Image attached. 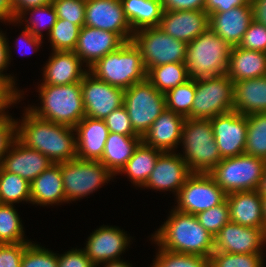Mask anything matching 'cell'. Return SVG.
<instances>
[{"label":"cell","mask_w":266,"mask_h":267,"mask_svg":"<svg viewBox=\"0 0 266 267\" xmlns=\"http://www.w3.org/2000/svg\"><path fill=\"white\" fill-rule=\"evenodd\" d=\"M16 121V138L47 156L54 164L77 157L75 128L38 118L27 108Z\"/></svg>","instance_id":"6da1fadb"},{"label":"cell","mask_w":266,"mask_h":267,"mask_svg":"<svg viewBox=\"0 0 266 267\" xmlns=\"http://www.w3.org/2000/svg\"><path fill=\"white\" fill-rule=\"evenodd\" d=\"M151 238L160 248L171 252L210 258L214 251V236L198 222L196 216L174 208Z\"/></svg>","instance_id":"7a4b0ae2"},{"label":"cell","mask_w":266,"mask_h":267,"mask_svg":"<svg viewBox=\"0 0 266 267\" xmlns=\"http://www.w3.org/2000/svg\"><path fill=\"white\" fill-rule=\"evenodd\" d=\"M40 106L27 109L38 118L75 127L84 117L81 82L68 85H38Z\"/></svg>","instance_id":"3957f363"},{"label":"cell","mask_w":266,"mask_h":267,"mask_svg":"<svg viewBox=\"0 0 266 267\" xmlns=\"http://www.w3.org/2000/svg\"><path fill=\"white\" fill-rule=\"evenodd\" d=\"M180 144L183 154L179 155L192 173H209L222 161L210 119L186 118Z\"/></svg>","instance_id":"277c9868"},{"label":"cell","mask_w":266,"mask_h":267,"mask_svg":"<svg viewBox=\"0 0 266 267\" xmlns=\"http://www.w3.org/2000/svg\"><path fill=\"white\" fill-rule=\"evenodd\" d=\"M88 71L108 84L126 90L146 79L147 71L140 50L132 41L97 60Z\"/></svg>","instance_id":"5b68a950"},{"label":"cell","mask_w":266,"mask_h":267,"mask_svg":"<svg viewBox=\"0 0 266 267\" xmlns=\"http://www.w3.org/2000/svg\"><path fill=\"white\" fill-rule=\"evenodd\" d=\"M231 46L210 27L187 44L185 65L190 79L226 74Z\"/></svg>","instance_id":"8992f818"},{"label":"cell","mask_w":266,"mask_h":267,"mask_svg":"<svg viewBox=\"0 0 266 267\" xmlns=\"http://www.w3.org/2000/svg\"><path fill=\"white\" fill-rule=\"evenodd\" d=\"M266 160L246 153L223 158L209 174L227 193L257 190Z\"/></svg>","instance_id":"52a82bcc"},{"label":"cell","mask_w":266,"mask_h":267,"mask_svg":"<svg viewBox=\"0 0 266 267\" xmlns=\"http://www.w3.org/2000/svg\"><path fill=\"white\" fill-rule=\"evenodd\" d=\"M61 175L67 203L87 197L114 177L100 161L78 157L61 163Z\"/></svg>","instance_id":"ba28073f"},{"label":"cell","mask_w":266,"mask_h":267,"mask_svg":"<svg viewBox=\"0 0 266 267\" xmlns=\"http://www.w3.org/2000/svg\"><path fill=\"white\" fill-rule=\"evenodd\" d=\"M192 119H211L234 111V82L227 74L195 79Z\"/></svg>","instance_id":"9c48e42d"},{"label":"cell","mask_w":266,"mask_h":267,"mask_svg":"<svg viewBox=\"0 0 266 267\" xmlns=\"http://www.w3.org/2000/svg\"><path fill=\"white\" fill-rule=\"evenodd\" d=\"M131 41L140 50L146 71L163 64L185 63L187 44L159 27L139 29Z\"/></svg>","instance_id":"30bf717a"},{"label":"cell","mask_w":266,"mask_h":267,"mask_svg":"<svg viewBox=\"0 0 266 267\" xmlns=\"http://www.w3.org/2000/svg\"><path fill=\"white\" fill-rule=\"evenodd\" d=\"M123 106L127 110L134 131L143 137L166 109V99L165 95L146 78L125 90Z\"/></svg>","instance_id":"8fae6325"},{"label":"cell","mask_w":266,"mask_h":267,"mask_svg":"<svg viewBox=\"0 0 266 267\" xmlns=\"http://www.w3.org/2000/svg\"><path fill=\"white\" fill-rule=\"evenodd\" d=\"M227 193L209 173H192L176 196L177 211L196 215L222 204Z\"/></svg>","instance_id":"7c38bea8"},{"label":"cell","mask_w":266,"mask_h":267,"mask_svg":"<svg viewBox=\"0 0 266 267\" xmlns=\"http://www.w3.org/2000/svg\"><path fill=\"white\" fill-rule=\"evenodd\" d=\"M81 90L86 117L104 120L123 106L125 90L96 78L89 71L81 81Z\"/></svg>","instance_id":"4fadbf2b"},{"label":"cell","mask_w":266,"mask_h":267,"mask_svg":"<svg viewBox=\"0 0 266 267\" xmlns=\"http://www.w3.org/2000/svg\"><path fill=\"white\" fill-rule=\"evenodd\" d=\"M210 121L222 159L238 156L245 152L247 115L231 111L217 115L211 118Z\"/></svg>","instance_id":"5bb4252c"},{"label":"cell","mask_w":266,"mask_h":267,"mask_svg":"<svg viewBox=\"0 0 266 267\" xmlns=\"http://www.w3.org/2000/svg\"><path fill=\"white\" fill-rule=\"evenodd\" d=\"M266 228H251L229 221L214 236V251L233 254L263 253Z\"/></svg>","instance_id":"9a60e30c"},{"label":"cell","mask_w":266,"mask_h":267,"mask_svg":"<svg viewBox=\"0 0 266 267\" xmlns=\"http://www.w3.org/2000/svg\"><path fill=\"white\" fill-rule=\"evenodd\" d=\"M84 25L114 32L125 42H130L134 33L121 0H86Z\"/></svg>","instance_id":"2e32d148"},{"label":"cell","mask_w":266,"mask_h":267,"mask_svg":"<svg viewBox=\"0 0 266 267\" xmlns=\"http://www.w3.org/2000/svg\"><path fill=\"white\" fill-rule=\"evenodd\" d=\"M192 174L184 159L176 152H162L142 188L178 192Z\"/></svg>","instance_id":"e0dca14e"},{"label":"cell","mask_w":266,"mask_h":267,"mask_svg":"<svg viewBox=\"0 0 266 267\" xmlns=\"http://www.w3.org/2000/svg\"><path fill=\"white\" fill-rule=\"evenodd\" d=\"M130 238L119 227L102 225L90 234L83 249L97 267L107 261L120 260V255L131 244Z\"/></svg>","instance_id":"ac0fdd59"},{"label":"cell","mask_w":266,"mask_h":267,"mask_svg":"<svg viewBox=\"0 0 266 267\" xmlns=\"http://www.w3.org/2000/svg\"><path fill=\"white\" fill-rule=\"evenodd\" d=\"M125 41L116 33L83 26L80 28L74 53L86 63L85 67H91L97 60L106 54L118 50Z\"/></svg>","instance_id":"d6986e66"},{"label":"cell","mask_w":266,"mask_h":267,"mask_svg":"<svg viewBox=\"0 0 266 267\" xmlns=\"http://www.w3.org/2000/svg\"><path fill=\"white\" fill-rule=\"evenodd\" d=\"M158 27L188 44L209 28V15L205 10L164 11Z\"/></svg>","instance_id":"ffe728a7"},{"label":"cell","mask_w":266,"mask_h":267,"mask_svg":"<svg viewBox=\"0 0 266 267\" xmlns=\"http://www.w3.org/2000/svg\"><path fill=\"white\" fill-rule=\"evenodd\" d=\"M54 164L47 156L22 144L17 138L3 157L0 166L32 182L44 170Z\"/></svg>","instance_id":"44dd1931"},{"label":"cell","mask_w":266,"mask_h":267,"mask_svg":"<svg viewBox=\"0 0 266 267\" xmlns=\"http://www.w3.org/2000/svg\"><path fill=\"white\" fill-rule=\"evenodd\" d=\"M43 67V81L39 85H68L81 82L88 68L73 51H52ZM82 66L84 67L82 69Z\"/></svg>","instance_id":"7402d4cb"},{"label":"cell","mask_w":266,"mask_h":267,"mask_svg":"<svg viewBox=\"0 0 266 267\" xmlns=\"http://www.w3.org/2000/svg\"><path fill=\"white\" fill-rule=\"evenodd\" d=\"M185 119L165 109L143 135L142 142L162 152H174L180 144Z\"/></svg>","instance_id":"603a6c76"},{"label":"cell","mask_w":266,"mask_h":267,"mask_svg":"<svg viewBox=\"0 0 266 267\" xmlns=\"http://www.w3.org/2000/svg\"><path fill=\"white\" fill-rule=\"evenodd\" d=\"M253 21L252 5L236 7L209 16V27L231 47L238 46Z\"/></svg>","instance_id":"cb8c5ba5"},{"label":"cell","mask_w":266,"mask_h":267,"mask_svg":"<svg viewBox=\"0 0 266 267\" xmlns=\"http://www.w3.org/2000/svg\"><path fill=\"white\" fill-rule=\"evenodd\" d=\"M74 128L77 157L99 161L109 134L104 120L85 116Z\"/></svg>","instance_id":"d4e9b609"},{"label":"cell","mask_w":266,"mask_h":267,"mask_svg":"<svg viewBox=\"0 0 266 267\" xmlns=\"http://www.w3.org/2000/svg\"><path fill=\"white\" fill-rule=\"evenodd\" d=\"M230 221L251 228H266L263 218L262 196L257 190L227 194Z\"/></svg>","instance_id":"484cf974"},{"label":"cell","mask_w":266,"mask_h":267,"mask_svg":"<svg viewBox=\"0 0 266 267\" xmlns=\"http://www.w3.org/2000/svg\"><path fill=\"white\" fill-rule=\"evenodd\" d=\"M30 192L31 204L53 206V204L66 203L61 175V163L52 164L30 182Z\"/></svg>","instance_id":"4316f807"},{"label":"cell","mask_w":266,"mask_h":267,"mask_svg":"<svg viewBox=\"0 0 266 267\" xmlns=\"http://www.w3.org/2000/svg\"><path fill=\"white\" fill-rule=\"evenodd\" d=\"M226 74L233 82L266 76V52L232 46Z\"/></svg>","instance_id":"83f0119b"},{"label":"cell","mask_w":266,"mask_h":267,"mask_svg":"<svg viewBox=\"0 0 266 267\" xmlns=\"http://www.w3.org/2000/svg\"><path fill=\"white\" fill-rule=\"evenodd\" d=\"M233 105L243 115L266 113V76L234 82Z\"/></svg>","instance_id":"f1b7e54d"},{"label":"cell","mask_w":266,"mask_h":267,"mask_svg":"<svg viewBox=\"0 0 266 267\" xmlns=\"http://www.w3.org/2000/svg\"><path fill=\"white\" fill-rule=\"evenodd\" d=\"M141 142V136H126L109 132L104 153L99 161L115 176L126 165Z\"/></svg>","instance_id":"f546056e"},{"label":"cell","mask_w":266,"mask_h":267,"mask_svg":"<svg viewBox=\"0 0 266 267\" xmlns=\"http://www.w3.org/2000/svg\"><path fill=\"white\" fill-rule=\"evenodd\" d=\"M121 3L133 32L158 27L164 12L161 0H121Z\"/></svg>","instance_id":"4dcf8cb0"},{"label":"cell","mask_w":266,"mask_h":267,"mask_svg":"<svg viewBox=\"0 0 266 267\" xmlns=\"http://www.w3.org/2000/svg\"><path fill=\"white\" fill-rule=\"evenodd\" d=\"M161 153L162 151L141 142L119 174H126L135 187L142 188L147 182Z\"/></svg>","instance_id":"1f68e13d"},{"label":"cell","mask_w":266,"mask_h":267,"mask_svg":"<svg viewBox=\"0 0 266 267\" xmlns=\"http://www.w3.org/2000/svg\"><path fill=\"white\" fill-rule=\"evenodd\" d=\"M146 78L161 93L184 84L190 79L185 63H168L150 68Z\"/></svg>","instance_id":"d6a6232c"},{"label":"cell","mask_w":266,"mask_h":267,"mask_svg":"<svg viewBox=\"0 0 266 267\" xmlns=\"http://www.w3.org/2000/svg\"><path fill=\"white\" fill-rule=\"evenodd\" d=\"M28 13L31 14L29 19L26 16V14L29 15ZM23 18L25 19L26 22L24 28L29 30L34 36L43 39L44 36L42 34L43 33L42 29H45V31L48 32L47 35H49L51 29L53 28V26L57 21V14L52 3H49L44 6L34 7L25 10L15 20L9 21V24L19 23V25H21L23 24L22 22H24Z\"/></svg>","instance_id":"836d02e7"},{"label":"cell","mask_w":266,"mask_h":267,"mask_svg":"<svg viewBox=\"0 0 266 267\" xmlns=\"http://www.w3.org/2000/svg\"><path fill=\"white\" fill-rule=\"evenodd\" d=\"M22 201L31 203L30 182L0 166V203L14 204Z\"/></svg>","instance_id":"e575fe53"},{"label":"cell","mask_w":266,"mask_h":267,"mask_svg":"<svg viewBox=\"0 0 266 267\" xmlns=\"http://www.w3.org/2000/svg\"><path fill=\"white\" fill-rule=\"evenodd\" d=\"M266 160V113L247 115L245 152Z\"/></svg>","instance_id":"d590c367"},{"label":"cell","mask_w":266,"mask_h":267,"mask_svg":"<svg viewBox=\"0 0 266 267\" xmlns=\"http://www.w3.org/2000/svg\"><path fill=\"white\" fill-rule=\"evenodd\" d=\"M13 204L0 203V244L31 242L24 236V225Z\"/></svg>","instance_id":"8d00e7d4"},{"label":"cell","mask_w":266,"mask_h":267,"mask_svg":"<svg viewBox=\"0 0 266 267\" xmlns=\"http://www.w3.org/2000/svg\"><path fill=\"white\" fill-rule=\"evenodd\" d=\"M196 91L195 79H189L165 95L166 109L173 111L185 118L192 119V105Z\"/></svg>","instance_id":"74e56055"},{"label":"cell","mask_w":266,"mask_h":267,"mask_svg":"<svg viewBox=\"0 0 266 267\" xmlns=\"http://www.w3.org/2000/svg\"><path fill=\"white\" fill-rule=\"evenodd\" d=\"M80 27L68 20L59 19L51 29L49 36L52 51H74L79 37Z\"/></svg>","instance_id":"f35d334b"},{"label":"cell","mask_w":266,"mask_h":267,"mask_svg":"<svg viewBox=\"0 0 266 267\" xmlns=\"http://www.w3.org/2000/svg\"><path fill=\"white\" fill-rule=\"evenodd\" d=\"M151 267H210V259L158 248Z\"/></svg>","instance_id":"ab89813d"},{"label":"cell","mask_w":266,"mask_h":267,"mask_svg":"<svg viewBox=\"0 0 266 267\" xmlns=\"http://www.w3.org/2000/svg\"><path fill=\"white\" fill-rule=\"evenodd\" d=\"M263 253L233 254L213 251L210 267H264Z\"/></svg>","instance_id":"60d3db41"},{"label":"cell","mask_w":266,"mask_h":267,"mask_svg":"<svg viewBox=\"0 0 266 267\" xmlns=\"http://www.w3.org/2000/svg\"><path fill=\"white\" fill-rule=\"evenodd\" d=\"M198 222L213 236L230 221V212L227 201L208 210L197 213Z\"/></svg>","instance_id":"b9f144b4"},{"label":"cell","mask_w":266,"mask_h":267,"mask_svg":"<svg viewBox=\"0 0 266 267\" xmlns=\"http://www.w3.org/2000/svg\"><path fill=\"white\" fill-rule=\"evenodd\" d=\"M20 267H58V253L30 242L23 253Z\"/></svg>","instance_id":"7bdbcfd3"},{"label":"cell","mask_w":266,"mask_h":267,"mask_svg":"<svg viewBox=\"0 0 266 267\" xmlns=\"http://www.w3.org/2000/svg\"><path fill=\"white\" fill-rule=\"evenodd\" d=\"M57 18L68 20L80 28L85 22L86 0H52Z\"/></svg>","instance_id":"ee69618b"},{"label":"cell","mask_w":266,"mask_h":267,"mask_svg":"<svg viewBox=\"0 0 266 267\" xmlns=\"http://www.w3.org/2000/svg\"><path fill=\"white\" fill-rule=\"evenodd\" d=\"M238 46L248 50L266 52V26L253 20Z\"/></svg>","instance_id":"f6af8a7d"},{"label":"cell","mask_w":266,"mask_h":267,"mask_svg":"<svg viewBox=\"0 0 266 267\" xmlns=\"http://www.w3.org/2000/svg\"><path fill=\"white\" fill-rule=\"evenodd\" d=\"M104 122L109 132L126 135V136H139L131 124L127 110L124 106L112 111L105 119Z\"/></svg>","instance_id":"bcb514c9"},{"label":"cell","mask_w":266,"mask_h":267,"mask_svg":"<svg viewBox=\"0 0 266 267\" xmlns=\"http://www.w3.org/2000/svg\"><path fill=\"white\" fill-rule=\"evenodd\" d=\"M5 33H2V30L0 31V82L5 83L9 85L18 95L19 99H23L24 92L21 90H18L17 84L15 79L16 77H13L11 75H5L4 70H7L9 66V62H11V46H9V40L5 36ZM7 67V68H6ZM22 92V93H21ZM23 94V95H22Z\"/></svg>","instance_id":"7dc6e473"},{"label":"cell","mask_w":266,"mask_h":267,"mask_svg":"<svg viewBox=\"0 0 266 267\" xmlns=\"http://www.w3.org/2000/svg\"><path fill=\"white\" fill-rule=\"evenodd\" d=\"M29 243L0 244V267H20L23 253Z\"/></svg>","instance_id":"c3c4849f"},{"label":"cell","mask_w":266,"mask_h":267,"mask_svg":"<svg viewBox=\"0 0 266 267\" xmlns=\"http://www.w3.org/2000/svg\"><path fill=\"white\" fill-rule=\"evenodd\" d=\"M18 119L6 114L0 118V164L3 157L8 153L10 146L16 139V121Z\"/></svg>","instance_id":"681fc988"},{"label":"cell","mask_w":266,"mask_h":267,"mask_svg":"<svg viewBox=\"0 0 266 267\" xmlns=\"http://www.w3.org/2000/svg\"><path fill=\"white\" fill-rule=\"evenodd\" d=\"M58 267H96V265L83 248H72L64 254H58Z\"/></svg>","instance_id":"f907efd6"},{"label":"cell","mask_w":266,"mask_h":267,"mask_svg":"<svg viewBox=\"0 0 266 267\" xmlns=\"http://www.w3.org/2000/svg\"><path fill=\"white\" fill-rule=\"evenodd\" d=\"M164 11L204 10L205 0H161Z\"/></svg>","instance_id":"816d5d0a"},{"label":"cell","mask_w":266,"mask_h":267,"mask_svg":"<svg viewBox=\"0 0 266 267\" xmlns=\"http://www.w3.org/2000/svg\"><path fill=\"white\" fill-rule=\"evenodd\" d=\"M248 3V0H205L204 10L210 16L213 13L228 11Z\"/></svg>","instance_id":"f5cc1de1"},{"label":"cell","mask_w":266,"mask_h":267,"mask_svg":"<svg viewBox=\"0 0 266 267\" xmlns=\"http://www.w3.org/2000/svg\"><path fill=\"white\" fill-rule=\"evenodd\" d=\"M21 101L19 95L7 84L0 82V118L4 117L8 112L6 108Z\"/></svg>","instance_id":"db71d44e"},{"label":"cell","mask_w":266,"mask_h":267,"mask_svg":"<svg viewBox=\"0 0 266 267\" xmlns=\"http://www.w3.org/2000/svg\"><path fill=\"white\" fill-rule=\"evenodd\" d=\"M22 29L23 30H22L21 34L19 35L20 37H18L16 39V41H17L16 44L18 45L17 48L20 49V48H22V46L24 48V46H25L26 49L28 48L31 50L30 52H33V51L35 52V51L39 50L38 48H40L42 46L41 44L43 43V41H42L43 39L39 38L37 36H34L29 30H27L25 28H22ZM26 46H28V47H26ZM32 49H34V50L32 51ZM22 54L27 55L28 53H26L24 51V53H22ZM28 55H30V53Z\"/></svg>","instance_id":"11a10c76"},{"label":"cell","mask_w":266,"mask_h":267,"mask_svg":"<svg viewBox=\"0 0 266 267\" xmlns=\"http://www.w3.org/2000/svg\"><path fill=\"white\" fill-rule=\"evenodd\" d=\"M52 0H11L13 20L27 9L44 6Z\"/></svg>","instance_id":"9f6ffc18"},{"label":"cell","mask_w":266,"mask_h":267,"mask_svg":"<svg viewBox=\"0 0 266 267\" xmlns=\"http://www.w3.org/2000/svg\"><path fill=\"white\" fill-rule=\"evenodd\" d=\"M253 20L266 26V0H252Z\"/></svg>","instance_id":"6f0895ef"},{"label":"cell","mask_w":266,"mask_h":267,"mask_svg":"<svg viewBox=\"0 0 266 267\" xmlns=\"http://www.w3.org/2000/svg\"><path fill=\"white\" fill-rule=\"evenodd\" d=\"M0 20L5 23L13 21L11 0H0Z\"/></svg>","instance_id":"680465c9"},{"label":"cell","mask_w":266,"mask_h":267,"mask_svg":"<svg viewBox=\"0 0 266 267\" xmlns=\"http://www.w3.org/2000/svg\"><path fill=\"white\" fill-rule=\"evenodd\" d=\"M100 265H103V267H132V265L128 263V261L125 262L123 261V259L115 260V261H107Z\"/></svg>","instance_id":"91938a15"},{"label":"cell","mask_w":266,"mask_h":267,"mask_svg":"<svg viewBox=\"0 0 266 267\" xmlns=\"http://www.w3.org/2000/svg\"><path fill=\"white\" fill-rule=\"evenodd\" d=\"M257 191L260 193V195H266V167L264 169L263 176L260 180V184L257 188Z\"/></svg>","instance_id":"94428289"},{"label":"cell","mask_w":266,"mask_h":267,"mask_svg":"<svg viewBox=\"0 0 266 267\" xmlns=\"http://www.w3.org/2000/svg\"><path fill=\"white\" fill-rule=\"evenodd\" d=\"M261 196H262L263 218L266 227V195H261Z\"/></svg>","instance_id":"6125c7cd"}]
</instances>
